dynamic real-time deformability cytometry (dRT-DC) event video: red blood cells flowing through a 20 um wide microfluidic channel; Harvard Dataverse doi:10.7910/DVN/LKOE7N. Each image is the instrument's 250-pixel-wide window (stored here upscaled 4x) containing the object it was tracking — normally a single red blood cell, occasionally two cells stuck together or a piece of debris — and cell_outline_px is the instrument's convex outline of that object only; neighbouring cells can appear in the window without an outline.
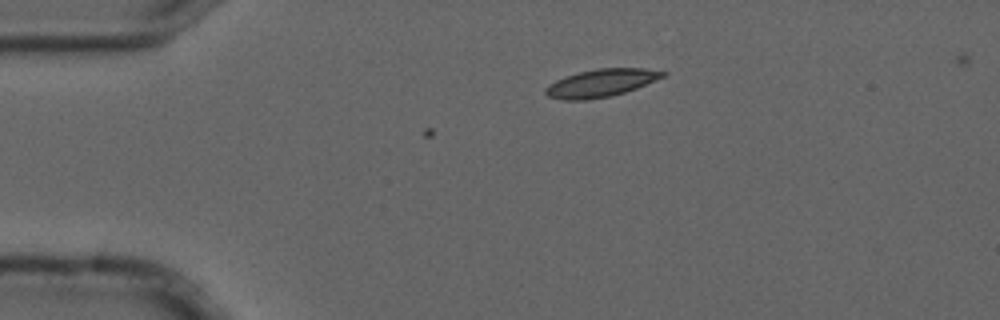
{"species": "common noctule bat (a hibernating species)", "species_latin": "Nyctalus noctula", "temperature_condition": "cold", "stored_images_in_passage": 6, "camera_frame_rate_fps": 3000, "um_per_image_px": 0.085, "animal": {"sex": "male", "forearm_length_mm": 52.5}, "frame": {"image": 1, "passage_image": 3, "time_ms": 0.667, "image_size_px": [1000, 320], "cell_outline_px": [[668, 72], [664, 76], [656, 80], [636, 88], [612, 96], [584, 100], [564, 100], [548, 96], [544, 92], [544, 88], [548, 84], [556, 80], [580, 72], [596, 68], [644, 68]], "centroid_in_image_um": [51.08, 7.05], "position_along_channel_um": 33.9, "area_um2": 18.84}}
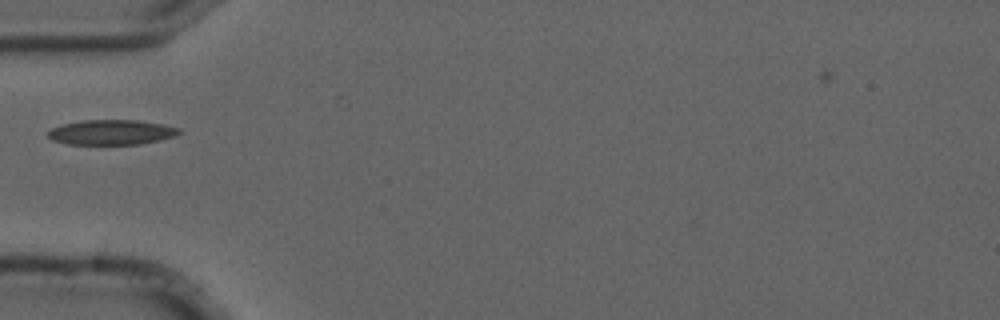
{"frame": {"image": 2, "passage_image": 5, "time_ms": 1.333, "image_size_px": [1000, 320], "cell_outline_px": [[180, 132], [176, 136], [160, 140], [140, 144], [68, 144], [52, 140], [48, 136], [48, 132], [52, 128], [64, 124], [84, 120], [136, 120], [160, 124], [180, 128]], "centroid_in_image_um": [9.48, 11.25], "position_along_channel_um": 75.5, "area_um2": 18.9}}